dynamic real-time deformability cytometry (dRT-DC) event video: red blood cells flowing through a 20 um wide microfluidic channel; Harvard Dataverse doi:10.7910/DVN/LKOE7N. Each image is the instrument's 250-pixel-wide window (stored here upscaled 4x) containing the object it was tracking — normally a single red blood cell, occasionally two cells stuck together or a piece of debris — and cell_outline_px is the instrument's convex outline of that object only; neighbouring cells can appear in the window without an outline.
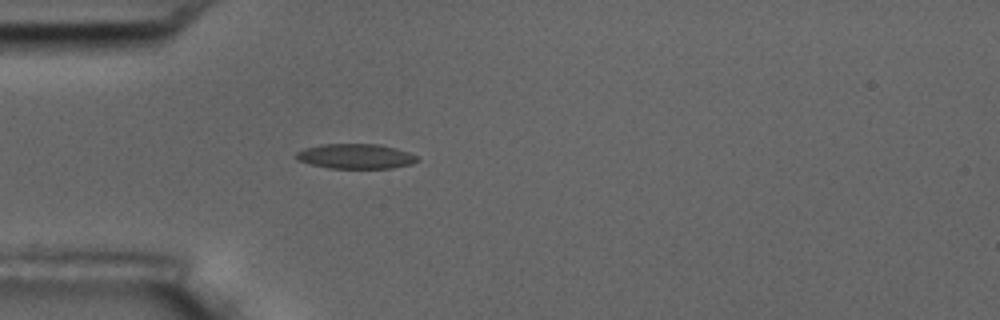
{"species": "common noctule bat (a hibernating species)", "species_latin": "Nyctalus noctula", "temperature_condition": "room temperature", "stored_images_in_passage": 41, "camera_frame_rate_fps": 3000, "um_per_image_px": 0.085, "animal": {"sex": "male", "body_mass_g": 17.5, "forearm_length_mm": 52.3}, "frame": {"image": 1, "passage_image": 1, "time_ms": 0.0, "image_size_px": [1000, 320], "cell_outline_px": [[420, 160], [412, 164], [392, 168], [332, 168], [312, 164], [300, 160], [296, 156], [296, 152], [304, 148], [320, 144], [380, 144], [396, 148], [408, 152], [416, 156]], "centroid_in_image_um": [30.27, 13.27], "position_along_channel_um": 54.7, "area_um2": 17.46}}
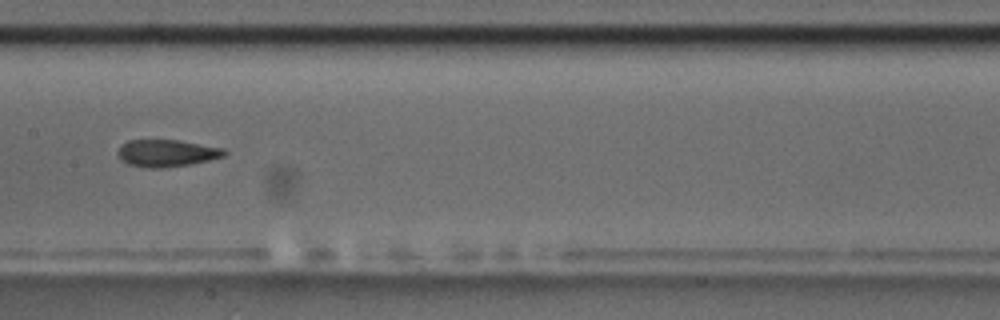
{"frame": {"image": 2, "passage_image": 13, "time_ms": 4.0, "image_size_px": [1000, 320], "cell_outline_px": [[228, 152], [224, 156], [208, 160], [188, 164], [160, 168], [148, 168], [128, 164], [120, 160], [116, 152], [120, 144], [128, 140], [180, 140], [224, 148]], "centroid_in_image_um": [14.13, 13.0], "position_along_channel_um": 193.3, "area_um2": 16.94}}
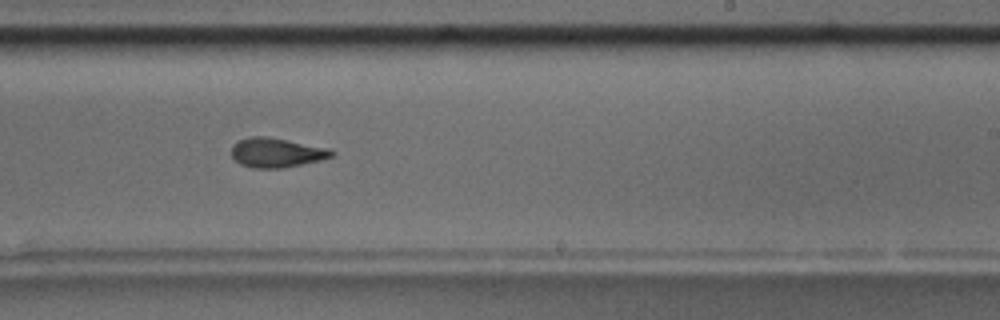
{"frame": {"image": 3, "passage_image": 19, "time_ms": 6.0, "image_size_px": [1000, 320], "cell_outline_px": [[336, 152], [332, 156], [284, 168], [252, 168], [240, 164], [232, 156], [232, 144], [236, 140], [248, 136], [268, 136], [328, 148]], "centroid_in_image_um": [23.43, 12.95], "position_along_channel_um": 265.6, "area_um2": 17.17}, "authors_computed_cell_mechanics": {"area_um2": 17.1666, "velocity_mm_per_s": 3.6206, "shape_relaxation_time_tau1_ms": 7.403, "shape_relaxation_time_tau2_ms": 3.2366, "deformation_change_tau1": 0.1876, "deformation_change_tau2": 0.1018}}